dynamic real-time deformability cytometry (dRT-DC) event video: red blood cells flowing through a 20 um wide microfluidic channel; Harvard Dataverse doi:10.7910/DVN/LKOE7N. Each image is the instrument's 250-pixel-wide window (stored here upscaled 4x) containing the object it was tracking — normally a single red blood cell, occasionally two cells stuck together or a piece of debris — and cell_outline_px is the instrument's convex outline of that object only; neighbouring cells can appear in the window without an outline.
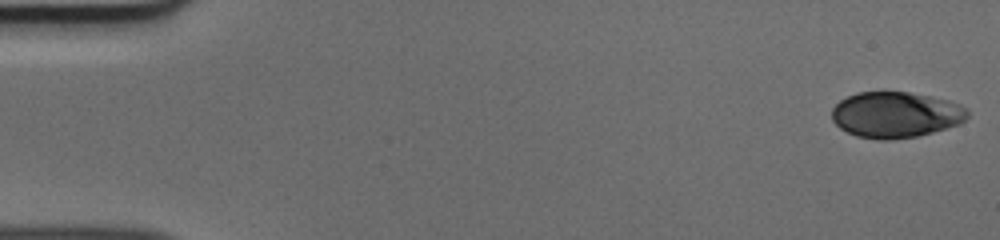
{"species": "human", "species_latin": "Homo sapiens", "temperature_condition": "cold", "stored_images_in_passage": 50, "camera_frame_rate_fps": 3000, "um_per_image_px": 0.085, "donor": {"sex": "male"}, "frame": {"image": 1, "passage_image": 1, "time_ms": 0.0, "image_size_px": [1000, 240], "cell_outline_px": [[968, 116], [960, 124], [932, 132], [916, 136], [888, 140], [880, 140], [856, 136], [840, 128], [832, 120], [832, 108], [840, 100], [856, 92], [908, 92], [948, 100], [964, 108], [968, 112]], "centroid_in_image_um": [76.1, 9.76], "position_along_channel_um": 8.9, "area_um2": 36.07}}
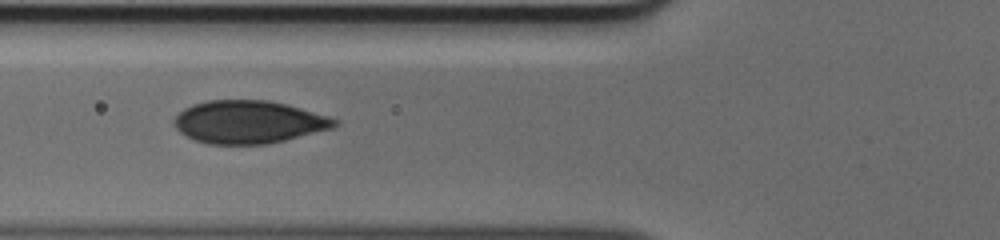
{"frame": {"image": 2, "passage_image": 19, "time_ms": 6.0, "image_size_px": [1000, 240], "cell_outline_px": [[340, 124], [332, 128], [284, 140], [264, 144], [208, 144], [196, 140], [180, 132], [172, 124], [172, 120], [184, 108], [192, 104], [208, 100], [268, 100], [300, 108], [328, 116], [340, 120]], "centroid_in_image_um": [21.11, 10.36], "position_along_channel_um": 104.7, "area_um2": 39.88}}
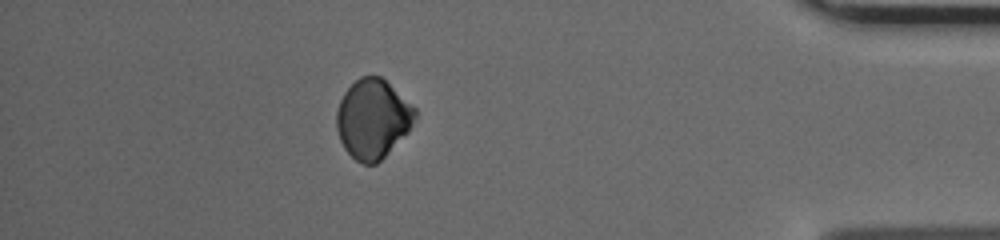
{"frame": {"image": 3, "passage_image": 44, "time_ms": 14.333, "image_size_px": [1000, 240], "cell_outline_px": [[416, 116], [408, 132], [376, 164], [360, 164], [344, 148], [340, 140], [336, 128], [336, 112], [340, 100], [344, 92], [360, 76], [380, 76], [416, 108]], "centroid_in_image_um": [31.67, 10.11], "position_along_channel_um": 403.5, "area_um2": 35.95}}